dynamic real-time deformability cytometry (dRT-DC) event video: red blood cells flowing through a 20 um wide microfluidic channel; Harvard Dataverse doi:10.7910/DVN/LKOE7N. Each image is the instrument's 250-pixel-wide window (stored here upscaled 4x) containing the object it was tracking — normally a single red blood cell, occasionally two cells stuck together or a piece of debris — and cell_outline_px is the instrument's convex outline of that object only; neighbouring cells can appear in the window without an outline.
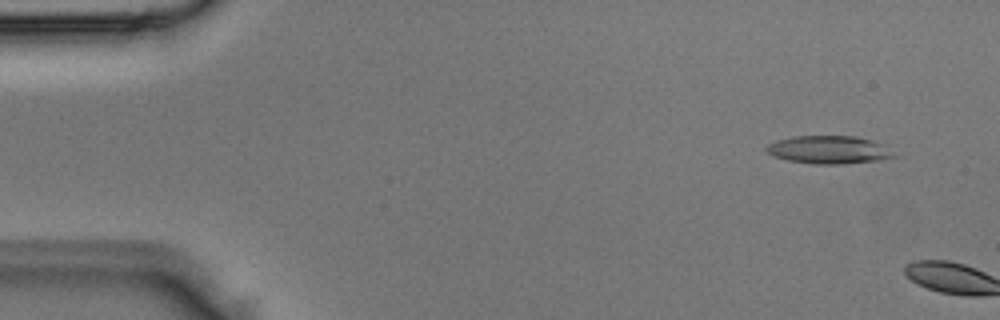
{"species": "Egyptian fruit bat (a non-hibernating species)", "species_latin": "Rousettus aegyptiacus", "temperature_condition": "room temperature", "stored_images_in_passage": 2, "camera_frame_rate_fps": 3000, "um_per_image_px": 0.085, "animal": {"sex": "male"}, "frame": {"image": 1, "passage_image": 1, "time_ms": 0.0, "image_size_px": [1000, 320], "cell_outline_px": [[896, 156], [880, 160], [840, 164], [816, 164], [788, 160], [772, 156], [764, 148], [768, 144], [776, 140], [792, 136], [856, 136], [872, 140], [884, 144]], "centroid_in_image_um": [70.44, 12.72], "position_along_channel_um": 14.6, "area_um2": 20.81}}